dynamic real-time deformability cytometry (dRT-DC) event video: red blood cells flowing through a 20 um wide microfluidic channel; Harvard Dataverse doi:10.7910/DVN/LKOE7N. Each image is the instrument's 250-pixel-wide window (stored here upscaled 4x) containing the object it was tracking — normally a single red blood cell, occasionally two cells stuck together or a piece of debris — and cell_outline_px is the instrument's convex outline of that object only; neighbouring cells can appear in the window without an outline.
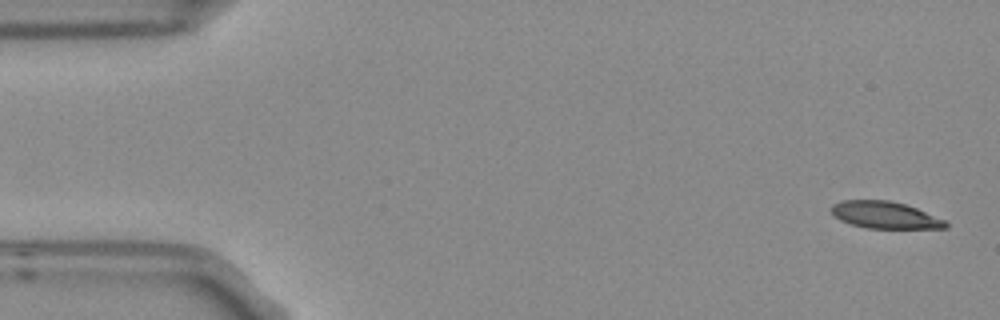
{"species": "Egyptian fruit bat (a non-hibernating species)", "species_latin": "Rousettus aegyptiacus", "temperature_condition": "room temperature", "stored_images_in_passage": 4, "camera_frame_rate_fps": 3000, "um_per_image_px": 0.085, "frame": {"image": 1, "passage_image": 1, "time_ms": 0.0, "image_size_px": [1000, 320], "cell_outline_px": [[948, 228], [868, 228], [852, 224], [840, 220], [828, 208], [832, 204], [844, 200], [888, 200], [904, 204], [916, 208], [948, 220]], "centroid_in_image_um": [75.25, 18.27], "position_along_channel_um": 9.8, "area_um2": 17.98}}